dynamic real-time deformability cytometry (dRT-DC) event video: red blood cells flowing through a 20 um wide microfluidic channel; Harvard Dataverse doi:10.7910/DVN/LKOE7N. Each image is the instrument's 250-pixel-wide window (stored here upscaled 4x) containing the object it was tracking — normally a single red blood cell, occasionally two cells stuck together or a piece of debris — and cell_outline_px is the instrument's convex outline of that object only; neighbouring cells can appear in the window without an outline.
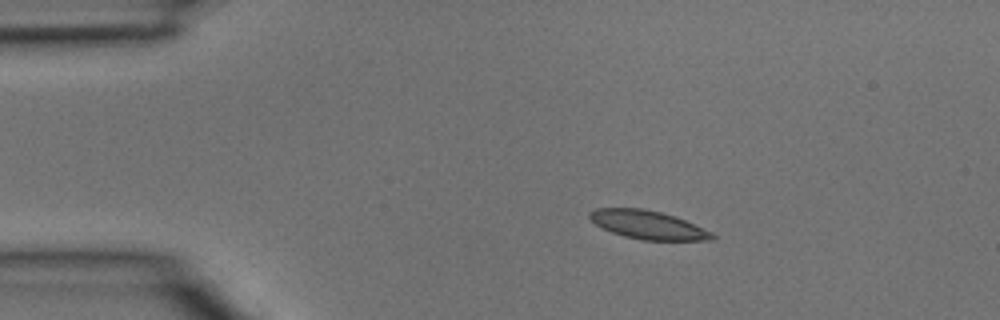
{"species": "common noctule bat (a hibernating species)", "species_latin": "Nyctalus noctula", "temperature_condition": "room temperature", "stored_images_in_passage": 3, "segment_of_instrument_passage": [1, 2], "camera_frame_rate_fps": 3000, "um_per_image_px": 0.085, "animal": {"sex": "male", "body_mass_g": 15.6}, "frame": {"image": 1, "passage_image": 1, "time_ms": 0.0, "image_size_px": [1000, 320], "cell_outline_px": [[716, 240], [644, 240], [624, 236], [612, 232], [596, 224], [588, 216], [588, 212], [596, 208], [640, 208], [660, 212], [684, 220], [712, 232], [716, 236]], "centroid_in_image_um": [55.07, 19.11], "position_along_channel_um": 29.9, "area_um2": 20.06}}